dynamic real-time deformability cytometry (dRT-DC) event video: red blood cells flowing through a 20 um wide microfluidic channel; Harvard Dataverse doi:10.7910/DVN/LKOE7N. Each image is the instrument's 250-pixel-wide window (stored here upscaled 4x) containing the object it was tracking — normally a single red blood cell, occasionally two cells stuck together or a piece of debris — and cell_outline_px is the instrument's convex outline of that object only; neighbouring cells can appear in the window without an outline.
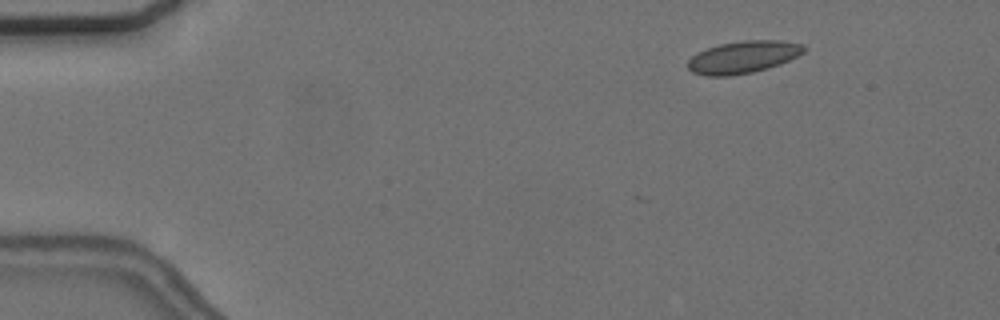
{"species": "common noctule bat (a hibernating species)", "species_latin": "Nyctalus noctula", "temperature_condition": "cold", "stored_images_in_passage": 18, "camera_frame_rate_fps": 3000, "um_per_image_px": 0.085, "animal": {"sex": "female", "body_mass_g": 24.6, "forearm_length_mm": 56.2}, "frame": {"image": 1, "passage_image": 8, "time_ms": 2.333, "image_size_px": [1000, 320], "cell_outline_px": [[808, 48], [804, 52], [780, 64], [768, 68], [752, 72], [728, 76], [708, 76], [692, 72], [688, 68], [688, 60], [692, 56], [708, 48], [720, 44], [744, 40], [780, 40], [800, 44]], "centroid_in_image_um": [63.17, 4.85], "position_along_channel_um": 21.8, "area_um2": 21.62}}